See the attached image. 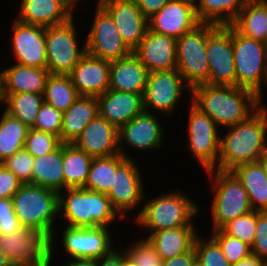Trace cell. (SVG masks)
<instances>
[{
    "mask_svg": "<svg viewBox=\"0 0 267 266\" xmlns=\"http://www.w3.org/2000/svg\"><path fill=\"white\" fill-rule=\"evenodd\" d=\"M63 3H65L70 9L71 11L76 14L77 12H75L76 10H78L77 7H80V5H82L81 3L78 4L79 2H82L80 0H61ZM85 1V0H84ZM95 1V0H94ZM98 3V0H96Z\"/></svg>",
    "mask_w": 267,
    "mask_h": 266,
    "instance_id": "cell-55",
    "label": "cell"
},
{
    "mask_svg": "<svg viewBox=\"0 0 267 266\" xmlns=\"http://www.w3.org/2000/svg\"><path fill=\"white\" fill-rule=\"evenodd\" d=\"M199 24L195 3L185 0H170L148 19L150 31L176 40Z\"/></svg>",
    "mask_w": 267,
    "mask_h": 266,
    "instance_id": "cell-20",
    "label": "cell"
},
{
    "mask_svg": "<svg viewBox=\"0 0 267 266\" xmlns=\"http://www.w3.org/2000/svg\"><path fill=\"white\" fill-rule=\"evenodd\" d=\"M64 263L61 265L63 266H97L96 260L90 259H69V260H62Z\"/></svg>",
    "mask_w": 267,
    "mask_h": 266,
    "instance_id": "cell-53",
    "label": "cell"
},
{
    "mask_svg": "<svg viewBox=\"0 0 267 266\" xmlns=\"http://www.w3.org/2000/svg\"><path fill=\"white\" fill-rule=\"evenodd\" d=\"M231 172L247 191L252 210L267 212V178L260 162L239 165Z\"/></svg>",
    "mask_w": 267,
    "mask_h": 266,
    "instance_id": "cell-31",
    "label": "cell"
},
{
    "mask_svg": "<svg viewBox=\"0 0 267 266\" xmlns=\"http://www.w3.org/2000/svg\"><path fill=\"white\" fill-rule=\"evenodd\" d=\"M98 4L111 16L123 42L133 51L149 29L134 0H98Z\"/></svg>",
    "mask_w": 267,
    "mask_h": 266,
    "instance_id": "cell-19",
    "label": "cell"
},
{
    "mask_svg": "<svg viewBox=\"0 0 267 266\" xmlns=\"http://www.w3.org/2000/svg\"><path fill=\"white\" fill-rule=\"evenodd\" d=\"M34 157L25 149L17 151L1 164L14 173L22 184H32V164Z\"/></svg>",
    "mask_w": 267,
    "mask_h": 266,
    "instance_id": "cell-44",
    "label": "cell"
},
{
    "mask_svg": "<svg viewBox=\"0 0 267 266\" xmlns=\"http://www.w3.org/2000/svg\"><path fill=\"white\" fill-rule=\"evenodd\" d=\"M185 1H189V2L195 3L196 0H185Z\"/></svg>",
    "mask_w": 267,
    "mask_h": 266,
    "instance_id": "cell-58",
    "label": "cell"
},
{
    "mask_svg": "<svg viewBox=\"0 0 267 266\" xmlns=\"http://www.w3.org/2000/svg\"><path fill=\"white\" fill-rule=\"evenodd\" d=\"M97 102L98 115L118 129L144 110L142 96L132 92L108 89Z\"/></svg>",
    "mask_w": 267,
    "mask_h": 266,
    "instance_id": "cell-25",
    "label": "cell"
},
{
    "mask_svg": "<svg viewBox=\"0 0 267 266\" xmlns=\"http://www.w3.org/2000/svg\"><path fill=\"white\" fill-rule=\"evenodd\" d=\"M266 263L267 261L260 259L258 256L251 253L237 263L231 264V266H266Z\"/></svg>",
    "mask_w": 267,
    "mask_h": 266,
    "instance_id": "cell-52",
    "label": "cell"
},
{
    "mask_svg": "<svg viewBox=\"0 0 267 266\" xmlns=\"http://www.w3.org/2000/svg\"><path fill=\"white\" fill-rule=\"evenodd\" d=\"M208 85L236 86L232 25L217 26L206 39Z\"/></svg>",
    "mask_w": 267,
    "mask_h": 266,
    "instance_id": "cell-17",
    "label": "cell"
},
{
    "mask_svg": "<svg viewBox=\"0 0 267 266\" xmlns=\"http://www.w3.org/2000/svg\"><path fill=\"white\" fill-rule=\"evenodd\" d=\"M223 130L226 134L221 130L215 170L232 171L239 165L257 162L267 149V106L262 105L245 121Z\"/></svg>",
    "mask_w": 267,
    "mask_h": 266,
    "instance_id": "cell-2",
    "label": "cell"
},
{
    "mask_svg": "<svg viewBox=\"0 0 267 266\" xmlns=\"http://www.w3.org/2000/svg\"><path fill=\"white\" fill-rule=\"evenodd\" d=\"M211 182V230L221 229L229 221L253 211L247 191L231 171L207 170Z\"/></svg>",
    "mask_w": 267,
    "mask_h": 266,
    "instance_id": "cell-7",
    "label": "cell"
},
{
    "mask_svg": "<svg viewBox=\"0 0 267 266\" xmlns=\"http://www.w3.org/2000/svg\"><path fill=\"white\" fill-rule=\"evenodd\" d=\"M110 62L88 53L69 74L79 96L98 97L109 89Z\"/></svg>",
    "mask_w": 267,
    "mask_h": 266,
    "instance_id": "cell-23",
    "label": "cell"
},
{
    "mask_svg": "<svg viewBox=\"0 0 267 266\" xmlns=\"http://www.w3.org/2000/svg\"><path fill=\"white\" fill-rule=\"evenodd\" d=\"M60 138L52 133L30 128L24 148L33 156L40 157L53 152L61 145Z\"/></svg>",
    "mask_w": 267,
    "mask_h": 266,
    "instance_id": "cell-42",
    "label": "cell"
},
{
    "mask_svg": "<svg viewBox=\"0 0 267 266\" xmlns=\"http://www.w3.org/2000/svg\"><path fill=\"white\" fill-rule=\"evenodd\" d=\"M118 133L115 125L97 115L73 144L92 158L109 157L120 154Z\"/></svg>",
    "mask_w": 267,
    "mask_h": 266,
    "instance_id": "cell-22",
    "label": "cell"
},
{
    "mask_svg": "<svg viewBox=\"0 0 267 266\" xmlns=\"http://www.w3.org/2000/svg\"><path fill=\"white\" fill-rule=\"evenodd\" d=\"M16 20L42 27L58 26L69 22L74 13L61 0H20Z\"/></svg>",
    "mask_w": 267,
    "mask_h": 266,
    "instance_id": "cell-24",
    "label": "cell"
},
{
    "mask_svg": "<svg viewBox=\"0 0 267 266\" xmlns=\"http://www.w3.org/2000/svg\"><path fill=\"white\" fill-rule=\"evenodd\" d=\"M1 110V109H0ZM0 163L25 146L29 127L4 110L0 112Z\"/></svg>",
    "mask_w": 267,
    "mask_h": 266,
    "instance_id": "cell-36",
    "label": "cell"
},
{
    "mask_svg": "<svg viewBox=\"0 0 267 266\" xmlns=\"http://www.w3.org/2000/svg\"><path fill=\"white\" fill-rule=\"evenodd\" d=\"M149 71L131 53L110 62L109 89L139 94L143 97Z\"/></svg>",
    "mask_w": 267,
    "mask_h": 266,
    "instance_id": "cell-27",
    "label": "cell"
},
{
    "mask_svg": "<svg viewBox=\"0 0 267 266\" xmlns=\"http://www.w3.org/2000/svg\"><path fill=\"white\" fill-rule=\"evenodd\" d=\"M231 25L246 37L267 45V0H249Z\"/></svg>",
    "mask_w": 267,
    "mask_h": 266,
    "instance_id": "cell-32",
    "label": "cell"
},
{
    "mask_svg": "<svg viewBox=\"0 0 267 266\" xmlns=\"http://www.w3.org/2000/svg\"><path fill=\"white\" fill-rule=\"evenodd\" d=\"M23 228L14 212L12 199L0 198V234L9 235Z\"/></svg>",
    "mask_w": 267,
    "mask_h": 266,
    "instance_id": "cell-47",
    "label": "cell"
},
{
    "mask_svg": "<svg viewBox=\"0 0 267 266\" xmlns=\"http://www.w3.org/2000/svg\"><path fill=\"white\" fill-rule=\"evenodd\" d=\"M9 64L0 69V94H43L50 73L47 68Z\"/></svg>",
    "mask_w": 267,
    "mask_h": 266,
    "instance_id": "cell-26",
    "label": "cell"
},
{
    "mask_svg": "<svg viewBox=\"0 0 267 266\" xmlns=\"http://www.w3.org/2000/svg\"><path fill=\"white\" fill-rule=\"evenodd\" d=\"M232 46L236 86L252 91L265 105L262 87L267 88V45L246 37L232 26Z\"/></svg>",
    "mask_w": 267,
    "mask_h": 266,
    "instance_id": "cell-8",
    "label": "cell"
},
{
    "mask_svg": "<svg viewBox=\"0 0 267 266\" xmlns=\"http://www.w3.org/2000/svg\"><path fill=\"white\" fill-rule=\"evenodd\" d=\"M60 230L62 231L60 232L59 229H56L50 239V266L56 264L52 262H56L57 258H54V256H61H56V249L59 246L58 242L66 253L64 255L68 256L67 258L65 257V260H97L103 256L108 255L113 249L116 248V246L119 245L116 243L113 236L114 233L112 232V230L115 229L111 227L98 226L84 228L63 225Z\"/></svg>",
    "mask_w": 267,
    "mask_h": 266,
    "instance_id": "cell-6",
    "label": "cell"
},
{
    "mask_svg": "<svg viewBox=\"0 0 267 266\" xmlns=\"http://www.w3.org/2000/svg\"><path fill=\"white\" fill-rule=\"evenodd\" d=\"M226 234L252 246L256 232V211L239 216L221 228Z\"/></svg>",
    "mask_w": 267,
    "mask_h": 266,
    "instance_id": "cell-43",
    "label": "cell"
},
{
    "mask_svg": "<svg viewBox=\"0 0 267 266\" xmlns=\"http://www.w3.org/2000/svg\"><path fill=\"white\" fill-rule=\"evenodd\" d=\"M43 102V94H34L30 92L18 94H0L1 109H3L10 116L20 120L29 128L34 125L37 114Z\"/></svg>",
    "mask_w": 267,
    "mask_h": 266,
    "instance_id": "cell-35",
    "label": "cell"
},
{
    "mask_svg": "<svg viewBox=\"0 0 267 266\" xmlns=\"http://www.w3.org/2000/svg\"><path fill=\"white\" fill-rule=\"evenodd\" d=\"M128 242L127 245L122 247L125 253L137 264V266H161L162 260L157 254L153 246L146 238H141Z\"/></svg>",
    "mask_w": 267,
    "mask_h": 266,
    "instance_id": "cell-41",
    "label": "cell"
},
{
    "mask_svg": "<svg viewBox=\"0 0 267 266\" xmlns=\"http://www.w3.org/2000/svg\"><path fill=\"white\" fill-rule=\"evenodd\" d=\"M73 17L69 22L45 27L47 65L50 74L69 75L86 53V40H79L78 25ZM77 25V27H76Z\"/></svg>",
    "mask_w": 267,
    "mask_h": 266,
    "instance_id": "cell-10",
    "label": "cell"
},
{
    "mask_svg": "<svg viewBox=\"0 0 267 266\" xmlns=\"http://www.w3.org/2000/svg\"><path fill=\"white\" fill-rule=\"evenodd\" d=\"M261 164V166L263 167L264 173L266 175L267 178V149L264 151V153L262 154V156L260 157V159L258 160Z\"/></svg>",
    "mask_w": 267,
    "mask_h": 266,
    "instance_id": "cell-56",
    "label": "cell"
},
{
    "mask_svg": "<svg viewBox=\"0 0 267 266\" xmlns=\"http://www.w3.org/2000/svg\"><path fill=\"white\" fill-rule=\"evenodd\" d=\"M161 266H196V254L194 248L185 254L162 260Z\"/></svg>",
    "mask_w": 267,
    "mask_h": 266,
    "instance_id": "cell-50",
    "label": "cell"
},
{
    "mask_svg": "<svg viewBox=\"0 0 267 266\" xmlns=\"http://www.w3.org/2000/svg\"><path fill=\"white\" fill-rule=\"evenodd\" d=\"M97 115V97L79 96L77 100L62 113L61 143L73 144L88 123Z\"/></svg>",
    "mask_w": 267,
    "mask_h": 266,
    "instance_id": "cell-29",
    "label": "cell"
},
{
    "mask_svg": "<svg viewBox=\"0 0 267 266\" xmlns=\"http://www.w3.org/2000/svg\"><path fill=\"white\" fill-rule=\"evenodd\" d=\"M92 160L74 144H63L64 190L85 186Z\"/></svg>",
    "mask_w": 267,
    "mask_h": 266,
    "instance_id": "cell-34",
    "label": "cell"
},
{
    "mask_svg": "<svg viewBox=\"0 0 267 266\" xmlns=\"http://www.w3.org/2000/svg\"><path fill=\"white\" fill-rule=\"evenodd\" d=\"M32 185L55 190H64L63 143L53 152L34 157Z\"/></svg>",
    "mask_w": 267,
    "mask_h": 266,
    "instance_id": "cell-30",
    "label": "cell"
},
{
    "mask_svg": "<svg viewBox=\"0 0 267 266\" xmlns=\"http://www.w3.org/2000/svg\"><path fill=\"white\" fill-rule=\"evenodd\" d=\"M58 205L59 219L63 221L61 224L71 227H113L111 225L115 222L124 220L112 207L106 194L85 188L59 191Z\"/></svg>",
    "mask_w": 267,
    "mask_h": 266,
    "instance_id": "cell-4",
    "label": "cell"
},
{
    "mask_svg": "<svg viewBox=\"0 0 267 266\" xmlns=\"http://www.w3.org/2000/svg\"><path fill=\"white\" fill-rule=\"evenodd\" d=\"M211 236L218 242L230 264L237 263L251 254V246L236 237L226 234L222 229L209 230Z\"/></svg>",
    "mask_w": 267,
    "mask_h": 266,
    "instance_id": "cell-40",
    "label": "cell"
},
{
    "mask_svg": "<svg viewBox=\"0 0 267 266\" xmlns=\"http://www.w3.org/2000/svg\"><path fill=\"white\" fill-rule=\"evenodd\" d=\"M21 185L17 176L0 163V198L12 199Z\"/></svg>",
    "mask_w": 267,
    "mask_h": 266,
    "instance_id": "cell-48",
    "label": "cell"
},
{
    "mask_svg": "<svg viewBox=\"0 0 267 266\" xmlns=\"http://www.w3.org/2000/svg\"><path fill=\"white\" fill-rule=\"evenodd\" d=\"M216 27L214 24L200 23L177 39L176 69L191 89L207 83L209 64L206 57V39Z\"/></svg>",
    "mask_w": 267,
    "mask_h": 266,
    "instance_id": "cell-9",
    "label": "cell"
},
{
    "mask_svg": "<svg viewBox=\"0 0 267 266\" xmlns=\"http://www.w3.org/2000/svg\"><path fill=\"white\" fill-rule=\"evenodd\" d=\"M159 114L142 111L128 123L119 128V153L126 159H135L128 154L127 149L146 155L150 152H159L165 147V127L162 125ZM161 122V123H160ZM126 146V147H125ZM125 149V150H124ZM131 155V156H130Z\"/></svg>",
    "mask_w": 267,
    "mask_h": 266,
    "instance_id": "cell-13",
    "label": "cell"
},
{
    "mask_svg": "<svg viewBox=\"0 0 267 266\" xmlns=\"http://www.w3.org/2000/svg\"><path fill=\"white\" fill-rule=\"evenodd\" d=\"M10 49L15 64L46 68L45 27L22 23L15 18L11 22Z\"/></svg>",
    "mask_w": 267,
    "mask_h": 266,
    "instance_id": "cell-18",
    "label": "cell"
},
{
    "mask_svg": "<svg viewBox=\"0 0 267 266\" xmlns=\"http://www.w3.org/2000/svg\"><path fill=\"white\" fill-rule=\"evenodd\" d=\"M176 45L173 37L161 35L148 29L144 38L132 53L149 73L176 69Z\"/></svg>",
    "mask_w": 267,
    "mask_h": 266,
    "instance_id": "cell-21",
    "label": "cell"
},
{
    "mask_svg": "<svg viewBox=\"0 0 267 266\" xmlns=\"http://www.w3.org/2000/svg\"><path fill=\"white\" fill-rule=\"evenodd\" d=\"M189 103L184 148L195 158L194 161L197 160L204 172L215 169L219 157L221 129L219 130L217 124L207 114Z\"/></svg>",
    "mask_w": 267,
    "mask_h": 266,
    "instance_id": "cell-11",
    "label": "cell"
},
{
    "mask_svg": "<svg viewBox=\"0 0 267 266\" xmlns=\"http://www.w3.org/2000/svg\"><path fill=\"white\" fill-rule=\"evenodd\" d=\"M93 21L86 30V53L109 62L127 57L132 51L123 42L111 16L96 2Z\"/></svg>",
    "mask_w": 267,
    "mask_h": 266,
    "instance_id": "cell-16",
    "label": "cell"
},
{
    "mask_svg": "<svg viewBox=\"0 0 267 266\" xmlns=\"http://www.w3.org/2000/svg\"><path fill=\"white\" fill-rule=\"evenodd\" d=\"M12 201L14 212L22 227L38 229L50 240L54 231L61 226L57 191L22 184L13 195Z\"/></svg>",
    "mask_w": 267,
    "mask_h": 266,
    "instance_id": "cell-5",
    "label": "cell"
},
{
    "mask_svg": "<svg viewBox=\"0 0 267 266\" xmlns=\"http://www.w3.org/2000/svg\"><path fill=\"white\" fill-rule=\"evenodd\" d=\"M249 0H196L195 11L200 23L231 25Z\"/></svg>",
    "mask_w": 267,
    "mask_h": 266,
    "instance_id": "cell-33",
    "label": "cell"
},
{
    "mask_svg": "<svg viewBox=\"0 0 267 266\" xmlns=\"http://www.w3.org/2000/svg\"><path fill=\"white\" fill-rule=\"evenodd\" d=\"M190 101L222 129L245 121L263 105L250 90L208 84L192 88Z\"/></svg>",
    "mask_w": 267,
    "mask_h": 266,
    "instance_id": "cell-1",
    "label": "cell"
},
{
    "mask_svg": "<svg viewBox=\"0 0 267 266\" xmlns=\"http://www.w3.org/2000/svg\"><path fill=\"white\" fill-rule=\"evenodd\" d=\"M125 159L121 154L93 158L86 184L83 188L108 195L113 185L116 168Z\"/></svg>",
    "mask_w": 267,
    "mask_h": 266,
    "instance_id": "cell-37",
    "label": "cell"
},
{
    "mask_svg": "<svg viewBox=\"0 0 267 266\" xmlns=\"http://www.w3.org/2000/svg\"><path fill=\"white\" fill-rule=\"evenodd\" d=\"M191 96V88L186 84L177 69L149 73L143 94L144 111L172 119L176 109L184 98V92Z\"/></svg>",
    "mask_w": 267,
    "mask_h": 266,
    "instance_id": "cell-12",
    "label": "cell"
},
{
    "mask_svg": "<svg viewBox=\"0 0 267 266\" xmlns=\"http://www.w3.org/2000/svg\"><path fill=\"white\" fill-rule=\"evenodd\" d=\"M251 253L267 261V212L256 211V232Z\"/></svg>",
    "mask_w": 267,
    "mask_h": 266,
    "instance_id": "cell-46",
    "label": "cell"
},
{
    "mask_svg": "<svg viewBox=\"0 0 267 266\" xmlns=\"http://www.w3.org/2000/svg\"><path fill=\"white\" fill-rule=\"evenodd\" d=\"M0 266H11L10 262L7 260V256L0 251Z\"/></svg>",
    "mask_w": 267,
    "mask_h": 266,
    "instance_id": "cell-57",
    "label": "cell"
},
{
    "mask_svg": "<svg viewBox=\"0 0 267 266\" xmlns=\"http://www.w3.org/2000/svg\"><path fill=\"white\" fill-rule=\"evenodd\" d=\"M33 129L52 133L60 138L62 113L50 104L43 102L36 117Z\"/></svg>",
    "mask_w": 267,
    "mask_h": 266,
    "instance_id": "cell-45",
    "label": "cell"
},
{
    "mask_svg": "<svg viewBox=\"0 0 267 266\" xmlns=\"http://www.w3.org/2000/svg\"><path fill=\"white\" fill-rule=\"evenodd\" d=\"M121 266H137V264L122 249V245H121Z\"/></svg>",
    "mask_w": 267,
    "mask_h": 266,
    "instance_id": "cell-54",
    "label": "cell"
},
{
    "mask_svg": "<svg viewBox=\"0 0 267 266\" xmlns=\"http://www.w3.org/2000/svg\"><path fill=\"white\" fill-rule=\"evenodd\" d=\"M196 228L195 226H185L165 229L141 237L148 240L161 260H165L185 254L193 248L195 238L199 233Z\"/></svg>",
    "mask_w": 267,
    "mask_h": 266,
    "instance_id": "cell-28",
    "label": "cell"
},
{
    "mask_svg": "<svg viewBox=\"0 0 267 266\" xmlns=\"http://www.w3.org/2000/svg\"><path fill=\"white\" fill-rule=\"evenodd\" d=\"M193 248L196 254V266H231L220 245L211 235L205 237L198 233Z\"/></svg>",
    "mask_w": 267,
    "mask_h": 266,
    "instance_id": "cell-39",
    "label": "cell"
},
{
    "mask_svg": "<svg viewBox=\"0 0 267 266\" xmlns=\"http://www.w3.org/2000/svg\"><path fill=\"white\" fill-rule=\"evenodd\" d=\"M121 244L113 249L108 255L96 260L97 266H121Z\"/></svg>",
    "mask_w": 267,
    "mask_h": 266,
    "instance_id": "cell-51",
    "label": "cell"
},
{
    "mask_svg": "<svg viewBox=\"0 0 267 266\" xmlns=\"http://www.w3.org/2000/svg\"><path fill=\"white\" fill-rule=\"evenodd\" d=\"M137 7L147 19L156 14L163 6H165L170 0H134Z\"/></svg>",
    "mask_w": 267,
    "mask_h": 266,
    "instance_id": "cell-49",
    "label": "cell"
},
{
    "mask_svg": "<svg viewBox=\"0 0 267 266\" xmlns=\"http://www.w3.org/2000/svg\"><path fill=\"white\" fill-rule=\"evenodd\" d=\"M0 251L12 266H50V240L35 228L0 234Z\"/></svg>",
    "mask_w": 267,
    "mask_h": 266,
    "instance_id": "cell-15",
    "label": "cell"
},
{
    "mask_svg": "<svg viewBox=\"0 0 267 266\" xmlns=\"http://www.w3.org/2000/svg\"><path fill=\"white\" fill-rule=\"evenodd\" d=\"M170 190L155 197L145 193L140 213L131 220L140 231L145 229L147 236L165 229L195 226V217L203 213L202 206L182 189Z\"/></svg>",
    "mask_w": 267,
    "mask_h": 266,
    "instance_id": "cell-3",
    "label": "cell"
},
{
    "mask_svg": "<svg viewBox=\"0 0 267 266\" xmlns=\"http://www.w3.org/2000/svg\"><path fill=\"white\" fill-rule=\"evenodd\" d=\"M78 97L69 75H49L43 93L44 102L64 113Z\"/></svg>",
    "mask_w": 267,
    "mask_h": 266,
    "instance_id": "cell-38",
    "label": "cell"
},
{
    "mask_svg": "<svg viewBox=\"0 0 267 266\" xmlns=\"http://www.w3.org/2000/svg\"><path fill=\"white\" fill-rule=\"evenodd\" d=\"M140 165L135 159H125L116 168L113 185L107 195L112 207L125 220L131 219L128 218L131 212L135 213V217L140 213L147 192Z\"/></svg>",
    "mask_w": 267,
    "mask_h": 266,
    "instance_id": "cell-14",
    "label": "cell"
}]
</instances>
